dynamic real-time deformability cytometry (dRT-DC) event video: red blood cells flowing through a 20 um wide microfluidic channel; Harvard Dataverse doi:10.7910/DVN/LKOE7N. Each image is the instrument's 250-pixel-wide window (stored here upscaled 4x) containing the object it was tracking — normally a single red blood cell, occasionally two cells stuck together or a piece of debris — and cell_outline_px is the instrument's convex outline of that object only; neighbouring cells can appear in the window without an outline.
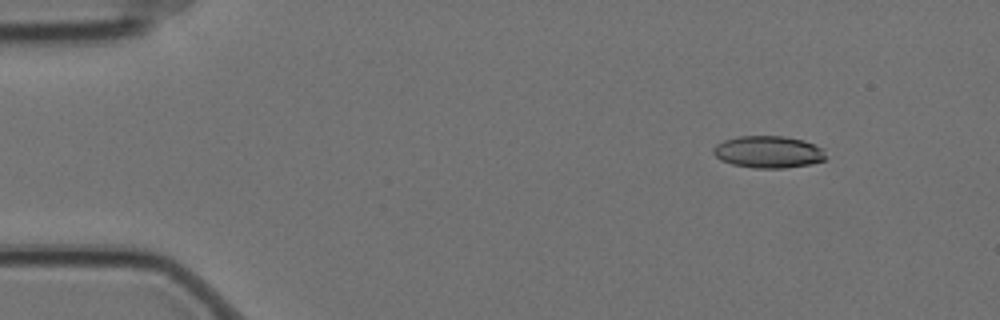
{"species": "Egyptian fruit bat (a non-hibernating species)", "species_latin": "Rousettus aegyptiacus", "temperature_condition": "cold", "stored_images_in_passage": 4, "camera_frame_rate_fps": 3000, "um_per_image_px": 0.085, "animal": {"sex": "female"}, "frame": {"image": 1, "passage_image": 1, "time_ms": 0.0, "image_size_px": [1000, 320], "cell_outline_px": [[824, 160], [808, 164], [784, 168], [756, 168], [732, 164], [720, 160], [712, 152], [712, 148], [716, 144], [724, 140], [740, 136], [784, 136], [804, 140], [824, 148]], "centroid_in_image_um": [65.28, 12.9], "position_along_channel_um": 19.7, "area_um2": 20.98}}
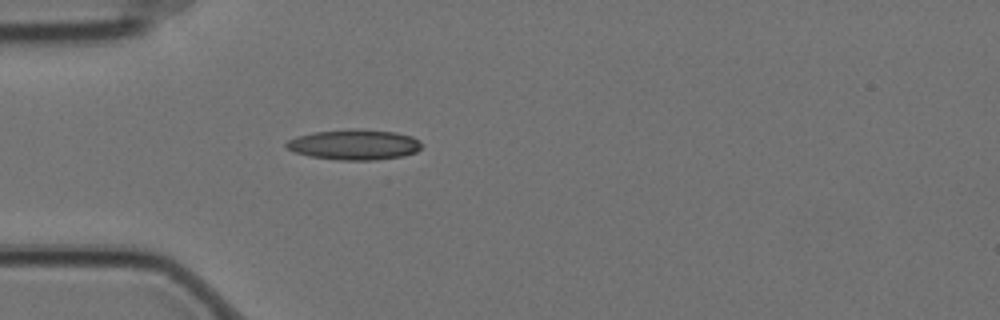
{"frame": {"image": 2, "passage_image": 4, "time_ms": 1.0, "image_size_px": [1000, 320], "cell_outline_px": [[420, 148], [416, 152], [404, 156], [376, 160], [336, 160], [308, 156], [296, 152], [288, 148], [284, 144], [288, 140], [296, 136], [316, 132], [396, 132], [412, 136], [420, 140]], "centroid_in_image_um": [30.12, 12.35], "position_along_channel_um": 54.9, "area_um2": 22.89}}